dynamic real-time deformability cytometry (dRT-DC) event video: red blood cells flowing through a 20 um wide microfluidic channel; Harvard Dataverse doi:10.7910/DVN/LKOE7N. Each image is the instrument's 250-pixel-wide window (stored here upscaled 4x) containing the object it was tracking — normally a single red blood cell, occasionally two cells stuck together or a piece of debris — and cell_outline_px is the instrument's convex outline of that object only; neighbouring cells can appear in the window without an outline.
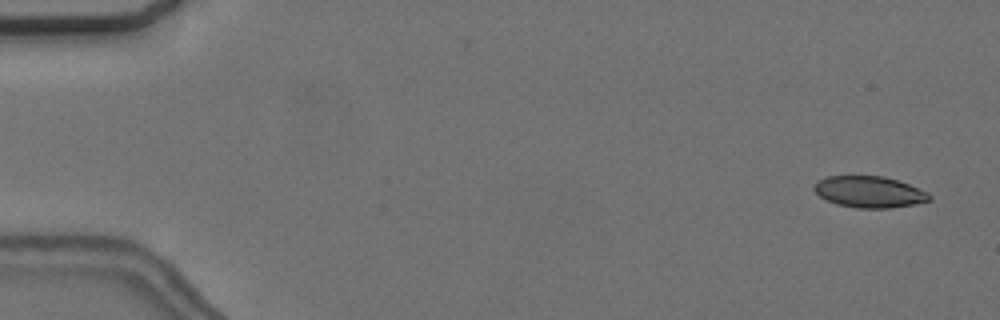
{"species": "common noctule bat (a hibernating species)", "species_latin": "Nyctalus noctula", "temperature_condition": "cold", "stored_images_in_passage": 14, "camera_frame_rate_fps": 3000, "um_per_image_px": 0.085, "animal": {"sex": "female", "body_mass_g": 24.6, "forearm_length_mm": 56.2}, "frame": {"image": 1, "passage_image": 3, "time_ms": 0.667, "image_size_px": [1000, 320], "cell_outline_px": [[932, 200], [916, 204], [892, 208], [856, 208], [836, 204], [820, 196], [812, 188], [816, 180], [828, 176], [884, 176], [908, 184], [928, 192], [932, 196]], "centroid_in_image_um": [73.9, 16.32], "position_along_channel_um": 11.1, "area_um2": 21.21}}